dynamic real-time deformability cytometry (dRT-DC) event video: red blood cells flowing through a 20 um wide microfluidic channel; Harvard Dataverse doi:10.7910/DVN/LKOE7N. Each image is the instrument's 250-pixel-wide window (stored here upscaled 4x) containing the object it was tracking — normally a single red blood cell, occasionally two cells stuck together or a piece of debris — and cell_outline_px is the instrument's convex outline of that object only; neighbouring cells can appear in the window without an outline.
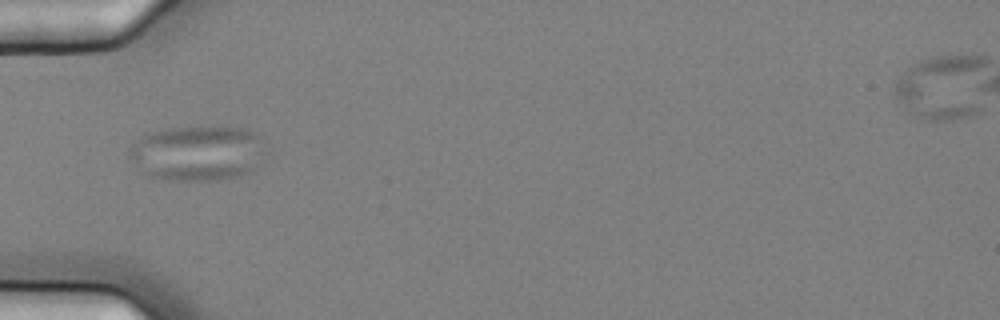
{"species": "common noctule bat (a hibernating species)", "species_latin": "Nyctalus noctula", "temperature_condition": "cold", "stored_images_in_passage": 1, "camera_frame_rate_fps": 3000, "um_per_image_px": 0.085, "animal": {"sex": "female", "body_mass_g": 25.1}, "frame": {"image": 1, "passage_image": 1, "time_ms": 0.0, "image_size_px": [1000, 320], "cell_outline_px": [[268, 152], [248, 172], [240, 176], [220, 180], [164, 180], [148, 176], [128, 156], [132, 144], [144, 136], [152, 132], [168, 128], [200, 124], [244, 128], [256, 132], [268, 144]], "centroid_in_image_um": [16.87, 12.97], "position_along_channel_um": 68.1, "area_um2": 44.91}}